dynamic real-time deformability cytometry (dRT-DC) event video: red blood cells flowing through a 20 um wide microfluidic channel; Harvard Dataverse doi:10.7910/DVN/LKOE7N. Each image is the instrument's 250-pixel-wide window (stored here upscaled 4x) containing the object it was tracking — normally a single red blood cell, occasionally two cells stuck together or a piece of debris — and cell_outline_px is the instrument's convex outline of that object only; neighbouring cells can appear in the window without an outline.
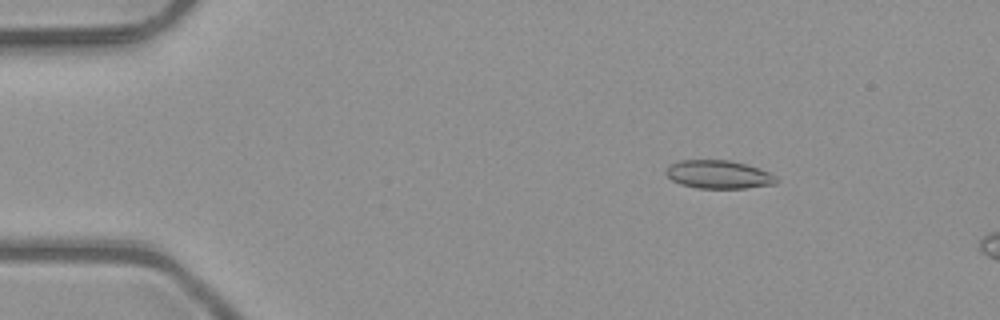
{"species": "common noctule bat (a hibernating species)", "species_latin": "Nyctalus noctula", "temperature_condition": "room temperature", "stored_images_in_passage": 5, "camera_frame_rate_fps": 3000, "um_per_image_px": 0.085, "animal": {"sex": "male", "body_mass_g": 23.1, "forearm_length_mm": 52.7}, "frame": {"image": 1, "passage_image": 3, "time_ms": 0.667, "image_size_px": [1000, 320], "cell_outline_px": [[776, 184], [744, 188], [700, 188], [680, 184], [672, 180], [664, 172], [672, 164], [680, 160], [728, 160], [744, 164], [768, 172], [776, 176]], "centroid_in_image_um": [61.06, 14.83], "position_along_channel_um": 23.9, "area_um2": 17.86}}